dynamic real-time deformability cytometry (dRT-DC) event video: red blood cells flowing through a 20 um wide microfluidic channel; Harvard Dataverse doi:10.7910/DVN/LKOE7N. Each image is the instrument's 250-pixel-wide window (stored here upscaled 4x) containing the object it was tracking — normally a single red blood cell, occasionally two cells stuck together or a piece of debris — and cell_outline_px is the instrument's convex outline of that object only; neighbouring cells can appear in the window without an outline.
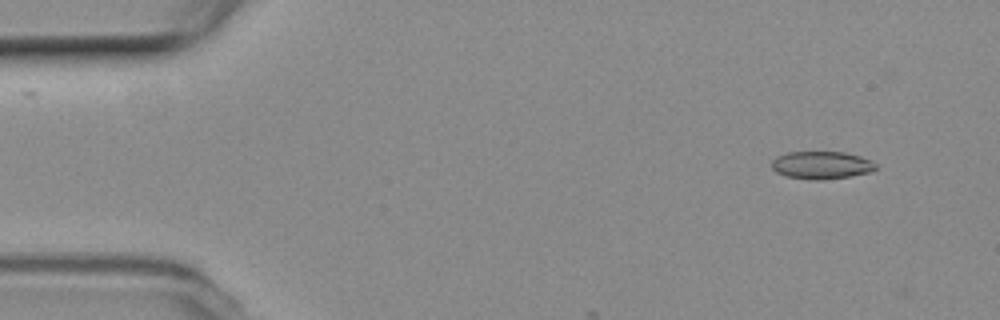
{"species": "common noctule bat (a hibernating species)", "species_latin": "Nyctalus noctula", "temperature_condition": "room temperature", "stored_images_in_passage": 8, "camera_frame_rate_fps": 3000, "um_per_image_px": 0.085, "animal": {"sex": "female", "body_mass_g": 19.3, "forearm_length_mm": 54.1}, "frame": {"image": 1, "passage_image": 5, "time_ms": 1.333, "image_size_px": [1000, 320], "cell_outline_px": [[876, 168], [872, 172], [852, 176], [820, 180], [812, 180], [788, 176], [776, 172], [772, 168], [772, 160], [776, 156], [788, 152], [844, 152], [860, 156], [876, 164]], "centroid_in_image_um": [69.82, 14.04], "position_along_channel_um": 15.2, "area_um2": 16.76}}